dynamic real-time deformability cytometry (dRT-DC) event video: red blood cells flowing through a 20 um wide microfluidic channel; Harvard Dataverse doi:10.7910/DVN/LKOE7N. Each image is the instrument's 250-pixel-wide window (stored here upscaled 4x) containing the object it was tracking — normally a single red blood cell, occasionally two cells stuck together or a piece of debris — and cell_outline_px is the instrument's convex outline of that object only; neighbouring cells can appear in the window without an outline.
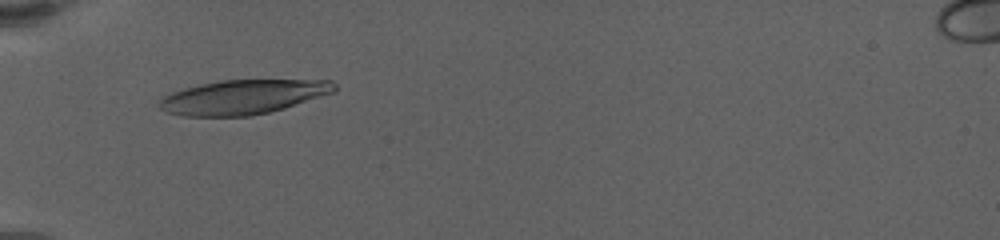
{"species": "human", "species_latin": "Homo sapiens", "temperature_condition": "warm", "stored_images_in_passage": 19, "camera_frame_rate_fps": 3000, "um_per_image_px": 0.085, "donor": {"sex": "female"}, "frame": {"image": 1, "passage_image": 1, "time_ms": 0.0, "image_size_px": [1000, 240], "cell_outline_px": [[336, 92], [284, 108], [268, 112], [248, 116], [184, 116], [168, 112], [160, 108], [160, 96], [184, 88], [200, 84], [220, 80], [332, 80], [336, 84]], "centroid_in_image_um": [20.67, 8.23], "position_along_channel_um": 64.3, "area_um2": 35.08}}
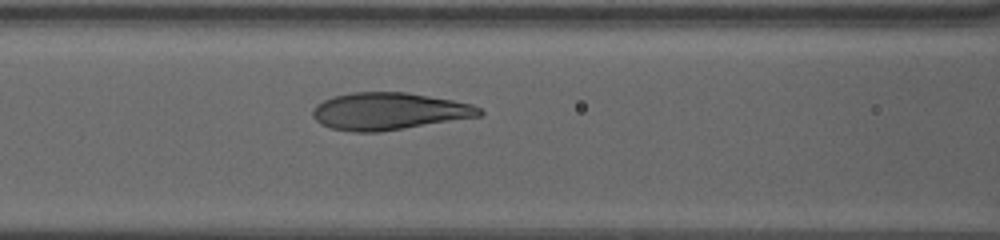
{"frame": {"image": 2, "passage_image": 11, "time_ms": 2.333, "image_size_px": [1000, 240], "cell_outline_px": [[484, 112], [480, 116], [380, 132], [352, 132], [332, 128], [320, 124], [312, 116], [312, 112], [316, 104], [332, 96], [352, 92], [404, 92], [452, 100], [472, 104], [480, 108]], "centroid_in_image_um": [33.03, 9.46], "position_along_channel_um": 133.6, "area_um2": 36.07}}
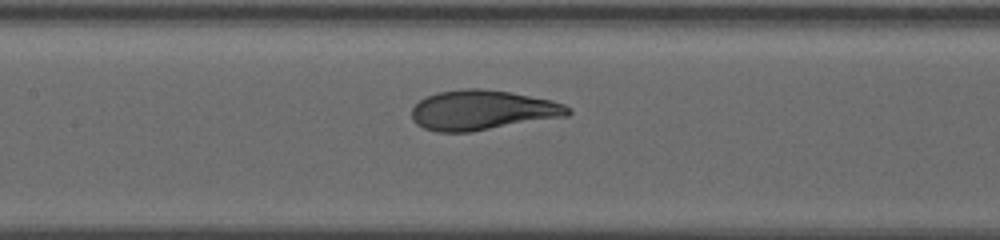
{"frame": {"image": 3, "passage_image": 15, "time_ms": 3.333, "image_size_px": [1000, 240], "cell_outline_px": [[572, 112], [568, 116], [472, 132], [436, 132], [424, 128], [416, 124], [412, 120], [412, 108], [420, 100], [436, 92], [464, 88], [480, 88], [512, 92], [552, 100], [564, 104]], "centroid_in_image_um": [41.01, 9.36], "position_along_channel_um": 166.4, "area_um2": 36.59}}